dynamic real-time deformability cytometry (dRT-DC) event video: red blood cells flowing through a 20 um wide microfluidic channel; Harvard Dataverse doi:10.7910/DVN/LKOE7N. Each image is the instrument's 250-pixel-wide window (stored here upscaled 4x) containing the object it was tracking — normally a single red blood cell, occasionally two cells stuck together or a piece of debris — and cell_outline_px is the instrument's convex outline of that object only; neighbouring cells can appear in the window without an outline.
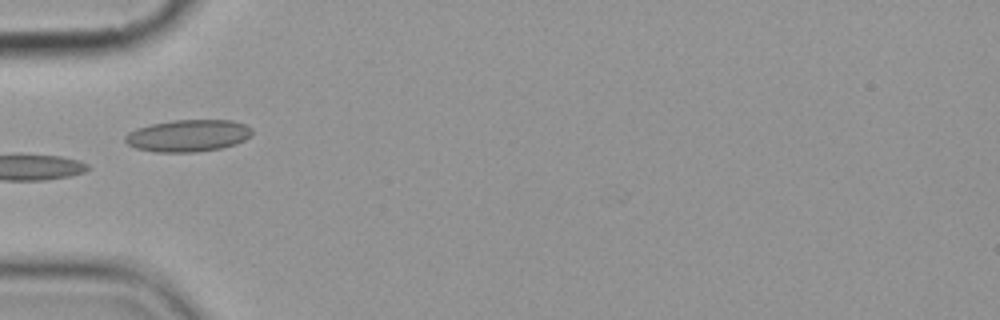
{"species": "common noctule bat (a hibernating species)", "species_latin": "Nyctalus noctula", "temperature_condition": "cold", "stored_images_in_passage": 5, "camera_frame_rate_fps": 3000, "um_per_image_px": 0.085, "animal": {"sex": "female", "body_mass_g": 19.9}, "frame": {"image": 1, "passage_image": 4, "time_ms": 4.333, "image_size_px": [1000, 320], "cell_outline_px": [[252, 136], [236, 144], [220, 148], [192, 152], [156, 152], [136, 148], [128, 144], [124, 140], [124, 136], [128, 132], [136, 128], [152, 124], [172, 120], [232, 120], [244, 124], [252, 128]], "centroid_in_image_um": [15.99, 11.52], "position_along_channel_um": 69.0, "area_um2": 23.7}}